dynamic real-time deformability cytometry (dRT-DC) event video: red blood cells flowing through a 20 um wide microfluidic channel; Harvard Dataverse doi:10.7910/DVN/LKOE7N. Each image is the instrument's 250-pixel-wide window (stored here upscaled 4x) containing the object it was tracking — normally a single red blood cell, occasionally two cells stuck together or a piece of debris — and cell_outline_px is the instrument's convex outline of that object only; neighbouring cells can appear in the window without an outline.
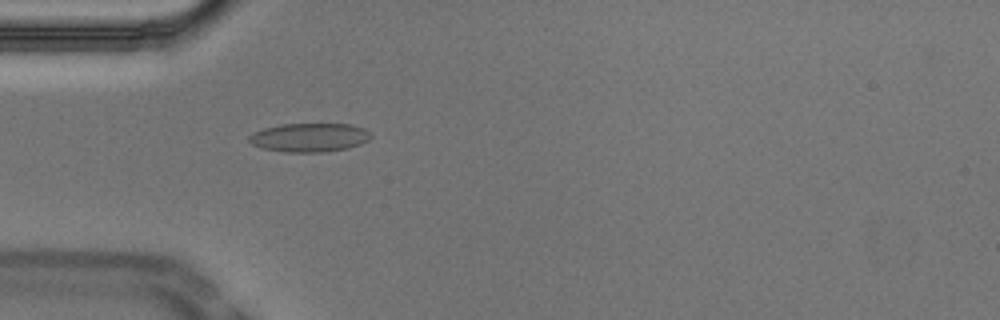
{"species": "Egyptian fruit bat (a non-hibernating species)", "species_latin": "Rousettus aegyptiacus", "temperature_condition": "cold", "stored_images_in_passage": 43, "camera_frame_rate_fps": 3000, "um_per_image_px": 0.085, "animal": {"sex": "male"}, "frame": {"image": 1, "passage_image": 5, "time_ms": 1.333, "image_size_px": [1000, 320], "cell_outline_px": [[372, 136], [368, 140], [360, 144], [348, 148], [324, 152], [284, 152], [264, 148], [252, 144], [248, 140], [248, 136], [252, 132], [264, 128], [280, 124], [352, 124], [364, 128]], "centroid_in_image_um": [26.29, 11.68], "position_along_channel_um": 58.7, "area_um2": 20.46}}
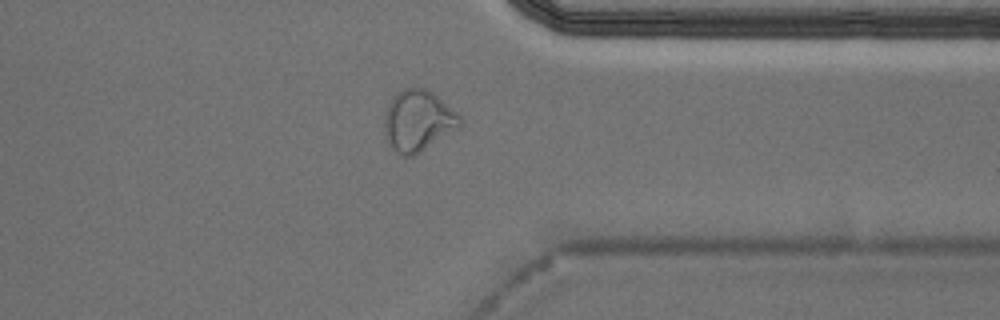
{"frame": {"image": 2, "passage_image": 31, "time_ms": 10.0, "image_size_px": [1000, 320], "cell_outline_px": [[464, 120], [456, 128], [420, 152], [412, 156], [404, 156], [396, 152], [384, 140], [384, 116], [388, 104], [396, 92], [404, 88], [428, 88], [456, 112]], "centroid_in_image_um": [35.48, 10.25], "position_along_channel_um": 375.9, "area_um2": 26.82}}
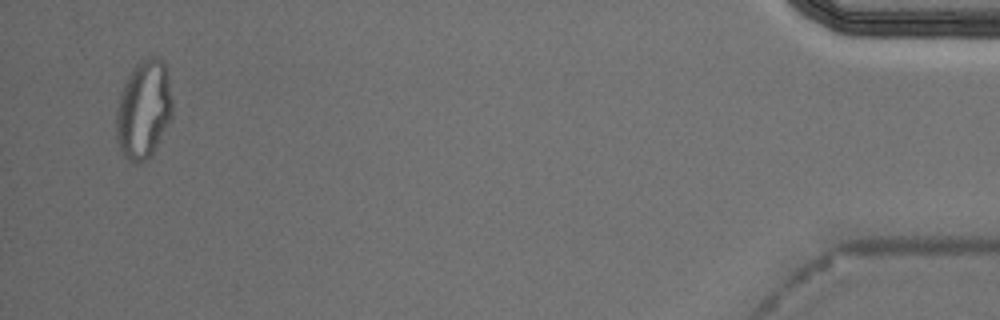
{"frame": {"image": 3, "passage_image": 41, "time_ms": 13.333, "image_size_px": [1000, 320], "cell_outline_px": [[172, 116], [152, 156], [136, 164], [132, 164], [124, 156], [116, 140], [116, 108], [120, 92], [132, 68], [144, 56], [156, 56], [164, 60], [172, 100]], "centroid_in_image_um": [12.2, 9.3], "position_along_channel_um": 423.0, "area_um2": 32.66}, "authors_computed_cell_mechanics": {"area_um2": 20.3456, "velocity_mm_per_s": 3.7246, "shape_relaxation_time_tau1_ms": null, "shape_relaxation_time_tau2_ms": 2.2512, "deformation_change_tau1": null, "deformation_change_tau2": 0.0657}}